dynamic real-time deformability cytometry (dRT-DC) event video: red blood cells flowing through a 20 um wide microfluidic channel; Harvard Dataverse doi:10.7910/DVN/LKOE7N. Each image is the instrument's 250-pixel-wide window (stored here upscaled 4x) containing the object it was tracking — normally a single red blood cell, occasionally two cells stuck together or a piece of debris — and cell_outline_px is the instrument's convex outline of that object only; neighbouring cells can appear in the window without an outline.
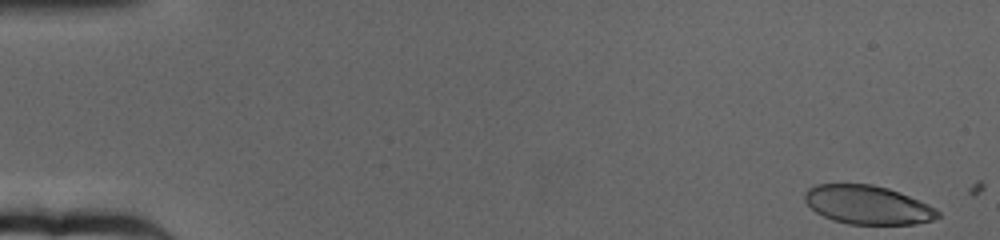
{"species": "human", "species_latin": "Homo sapiens", "temperature_condition": "cold", "stored_images_in_passage": 63, "camera_frame_rate_fps": 3000, "um_per_image_px": 0.085, "donor": {"sex": "female"}, "frame": {"image": 1, "passage_image": 1, "time_ms": 0.0, "image_size_px": [1000, 240], "cell_outline_px": [[940, 216], [932, 220], [916, 224], [848, 224], [832, 220], [816, 212], [804, 200], [804, 192], [808, 188], [816, 184], [872, 184], [888, 188], [900, 192], [928, 204], [936, 208], [940, 212]], "centroid_in_image_um": [73.75, 17.41], "position_along_channel_um": 11.2, "area_um2": 30.11}}
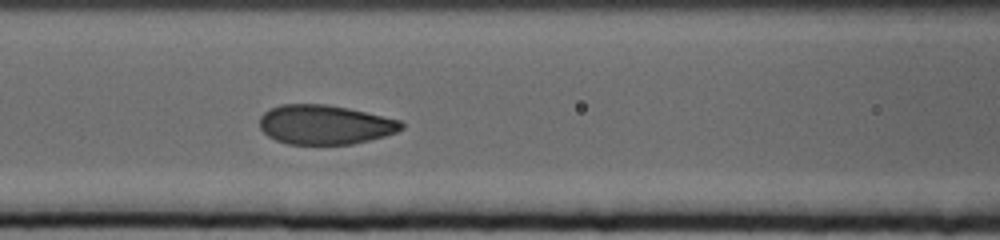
{"frame": {"image": 2, "passage_image": 27, "time_ms": 8.667, "image_size_px": [1000, 240], "cell_outline_px": [[404, 128], [396, 132], [384, 136], [352, 144], [288, 144], [276, 140], [268, 136], [260, 128], [260, 116], [264, 112], [280, 104], [328, 104], [348, 108], [400, 120], [404, 124]], "centroid_in_image_um": [27.61, 10.59], "position_along_channel_um": 139.0, "area_um2": 32.48}}
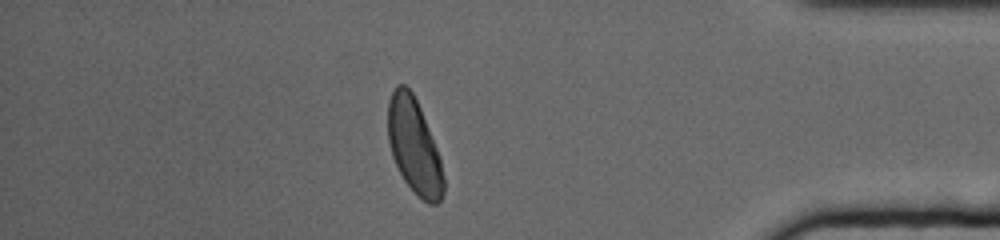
{"frame": {"image": 3, "passage_image": 55, "time_ms": 18.0, "image_size_px": [1000, 240], "cell_outline_px": [[444, 192], [440, 200], [436, 204], [428, 204], [416, 196], [404, 180], [392, 156], [388, 140], [388, 100], [396, 84], [404, 84], [412, 92], [420, 108], [440, 156], [444, 176]], "centroid_in_image_um": [35.2, 12.46], "position_along_channel_um": 400.0, "area_um2": 30.87}, "authors_computed_cell_mechanics": {"area_um2": 32.079, "velocity_mm_per_s": 3.139, "shape_relaxation_time_tau1_ms": 4.125, "shape_relaxation_time_tau2_ms": null, "deformation_change_tau1": 0.1512, "deformation_change_tau2": null}}